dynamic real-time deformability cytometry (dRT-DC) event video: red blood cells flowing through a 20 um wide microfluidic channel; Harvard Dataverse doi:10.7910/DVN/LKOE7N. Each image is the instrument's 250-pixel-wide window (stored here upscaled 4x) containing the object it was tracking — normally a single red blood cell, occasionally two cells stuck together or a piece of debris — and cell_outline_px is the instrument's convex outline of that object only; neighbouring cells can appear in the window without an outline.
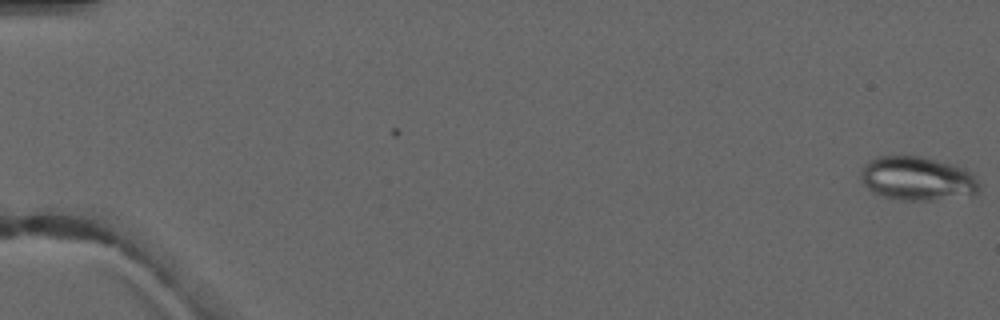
{"species": "common noctule bat (a hibernating species)", "species_latin": "Nyctalus noctula", "temperature_condition": "warm", "stored_images_in_passage": 7, "camera_frame_rate_fps": 3000, "um_per_image_px": 0.085, "animal": {"sex": "male", "forearm_length_mm": 52.5}, "frame": {"image": 1, "passage_image": 1, "time_ms": 0.0, "image_size_px": [1000, 320], "cell_outline_px": [[980, 188], [972, 196], [932, 200], [896, 200], [872, 192], [864, 184], [860, 176], [864, 164], [868, 160], [876, 156], [920, 156], [952, 164], [964, 168], [972, 172], [980, 184]], "centroid_in_image_um": [77.99, 15.18], "position_along_channel_um": 7.0, "area_um2": 30.58}}